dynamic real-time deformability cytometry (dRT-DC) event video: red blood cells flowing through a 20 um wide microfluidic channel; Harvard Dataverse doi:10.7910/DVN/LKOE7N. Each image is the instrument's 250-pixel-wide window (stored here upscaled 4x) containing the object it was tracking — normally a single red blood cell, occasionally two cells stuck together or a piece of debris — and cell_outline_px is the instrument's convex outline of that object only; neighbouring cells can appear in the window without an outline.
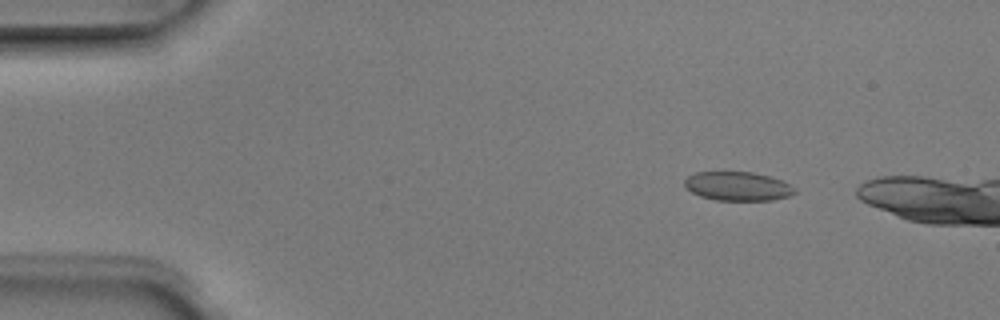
{"species": "Egyptian fruit bat (a non-hibernating species)", "species_latin": "Rousettus aegyptiacus", "temperature_condition": "room temperature", "stored_images_in_passage": 4, "camera_frame_rate_fps": 3000, "um_per_image_px": 0.085, "animal": {"sex": "male"}, "frame": {"image": 1, "passage_image": 2, "time_ms": 0.333, "image_size_px": [1000, 320], "cell_outline_px": [[796, 192], [792, 196], [772, 200], [716, 200], [700, 196], [692, 192], [684, 184], [684, 180], [688, 176], [696, 172], [752, 172], [772, 176], [796, 188]], "centroid_in_image_um": [62.74, 15.83], "position_along_channel_um": 22.3, "area_um2": 18.61}}